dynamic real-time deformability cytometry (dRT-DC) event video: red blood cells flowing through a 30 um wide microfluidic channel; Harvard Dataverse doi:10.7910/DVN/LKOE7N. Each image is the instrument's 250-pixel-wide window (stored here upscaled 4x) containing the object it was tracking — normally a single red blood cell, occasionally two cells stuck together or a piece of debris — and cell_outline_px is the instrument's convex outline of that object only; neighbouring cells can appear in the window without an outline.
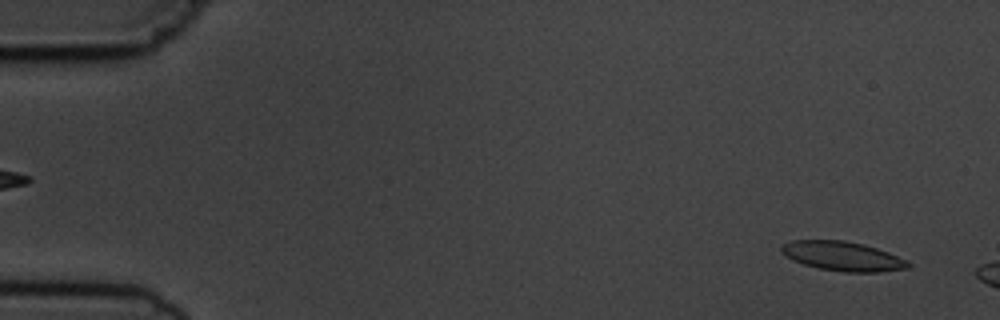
{"species": "common noctule bat (a hibernating species)", "species_latin": "Nyctalus noctula", "temperature_condition": "cold", "stored_images_in_passage": 5, "segment_of_instrument_passage": [2, 2], "camera_frame_rate_fps": 3000, "um_per_image_px": 0.085, "animal": {"sex": "male", "body_mass_g": 19.5, "forearm_length_mm": 54.6}, "frame": {"image": 1, "passage_image": 5, "time_ms": 5.333, "image_size_px": [1000, 320], "cell_outline_px": [[912, 268], [880, 272], [844, 272], [820, 268], [804, 264], [792, 260], [784, 256], [780, 252], [780, 244], [792, 240], [844, 240], [864, 244], [888, 252], [912, 264]], "centroid_in_image_um": [71.59, 21.77], "position_along_channel_um": 13.4, "area_um2": 21.85}}